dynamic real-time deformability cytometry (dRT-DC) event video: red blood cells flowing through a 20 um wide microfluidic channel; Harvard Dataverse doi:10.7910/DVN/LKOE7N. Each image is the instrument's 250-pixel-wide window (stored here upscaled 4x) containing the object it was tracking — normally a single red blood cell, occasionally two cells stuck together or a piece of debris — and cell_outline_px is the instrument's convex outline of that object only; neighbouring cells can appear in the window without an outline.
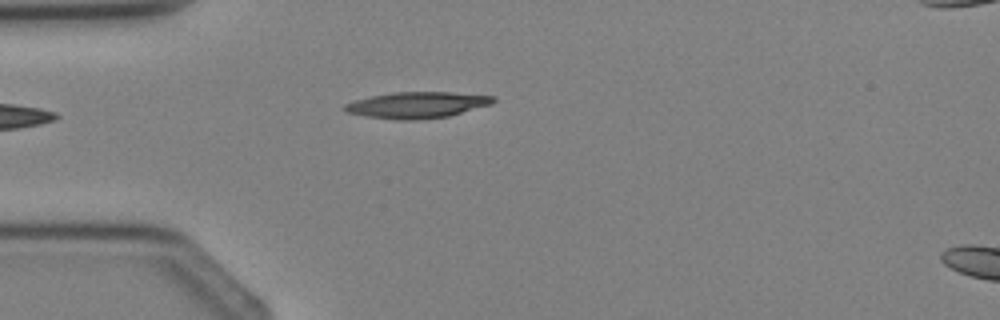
{"species": "Egyptian fruit bat (a non-hibernating species)", "species_latin": "Rousettus aegyptiacus", "temperature_condition": "cold", "stored_images_in_passage": 2, "camera_frame_rate_fps": 3000, "um_per_image_px": 0.085, "animal": {"sex": "female"}, "frame": {"image": 1, "passage_image": 1, "time_ms": 0.0, "image_size_px": [1000, 320], "cell_outline_px": [[496, 100], [492, 104], [448, 116], [420, 120], [396, 120], [364, 116], [344, 112], [344, 104], [356, 100], [372, 96], [392, 92], [452, 92], [496, 96]], "centroid_in_image_um": [35.45, 8.93], "position_along_channel_um": 49.5, "area_um2": 22.83}}